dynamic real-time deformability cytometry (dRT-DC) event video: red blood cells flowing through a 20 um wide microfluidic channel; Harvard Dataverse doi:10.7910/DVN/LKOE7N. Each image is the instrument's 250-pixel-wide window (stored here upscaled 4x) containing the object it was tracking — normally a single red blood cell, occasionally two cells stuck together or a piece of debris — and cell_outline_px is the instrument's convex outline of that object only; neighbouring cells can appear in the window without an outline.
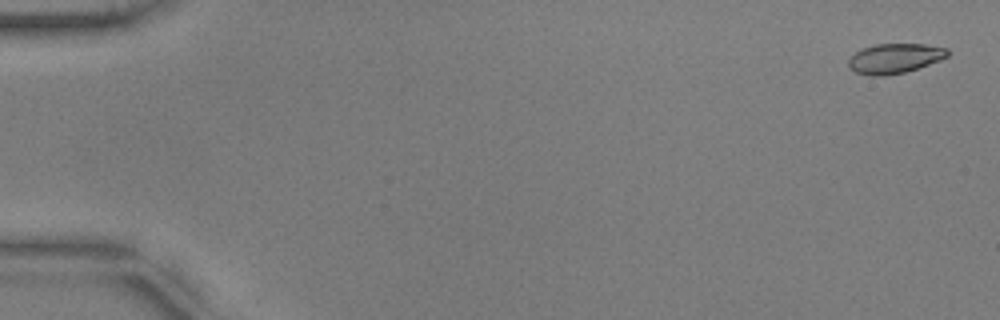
{"species": "common noctule bat (a hibernating species)", "species_latin": "Nyctalus noctula", "temperature_condition": "warm", "stored_images_in_passage": 48, "camera_frame_rate_fps": 3000, "um_per_image_px": 0.085, "animal": {"sex": "male", "body_mass_g": 17.9, "forearm_length_mm": 54.2}, "frame": {"image": 1, "passage_image": 2, "time_ms": 0.333, "image_size_px": [1000, 320], "cell_outline_px": [[948, 56], [940, 60], [904, 72], [884, 76], [872, 76], [856, 72], [848, 68], [848, 60], [856, 52], [872, 44], [924, 44], [948, 48]], "centroid_in_image_um": [76.03, 4.96], "position_along_channel_um": 9.0, "area_um2": 17.11}}
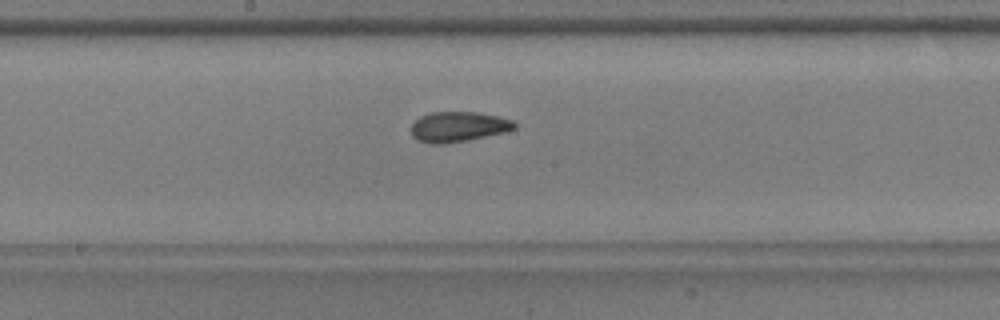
{"frame": {"image": 2, "passage_image": 30, "time_ms": 9.667, "image_size_px": [1000, 320], "cell_outline_px": [[516, 128], [504, 132], [468, 140], [444, 144], [432, 144], [416, 140], [412, 136], [412, 124], [420, 116], [432, 112], [476, 112], [496, 116], [512, 120], [516, 124]], "centroid_in_image_um": [38.93, 10.78], "position_along_channel_um": 209.3, "area_um2": 18.09}}
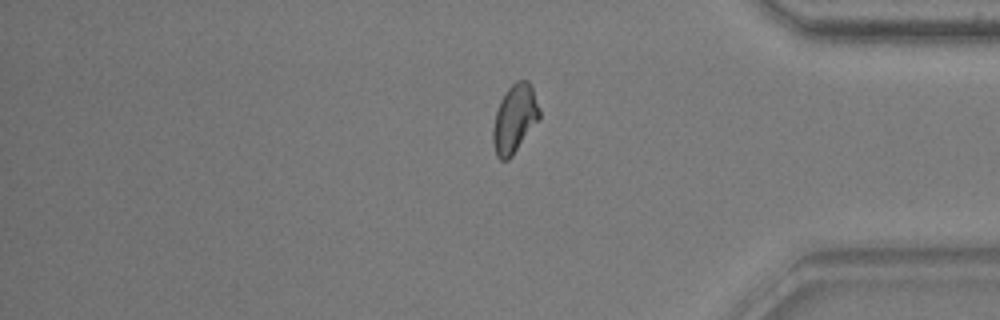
{"frame": {"image": 3, "passage_image": 46, "time_ms": 15.0, "image_size_px": [1000, 320], "cell_outline_px": [[540, 116], [512, 156], [508, 160], [500, 160], [496, 156], [492, 144], [492, 128], [496, 112], [500, 100], [504, 92], [516, 80], [528, 80], [532, 88], [540, 108]], "centroid_in_image_um": [43.71, 10.09], "position_along_channel_um": 391.5, "area_um2": 18.44}, "authors_computed_cell_mechanics": {"area_um2": 17.918, "velocity_mm_per_s": 3.7576, "shape_relaxation_time_tau1_ms": 3.7861, "shape_relaxation_time_tau2_ms": 1.5934, "deformation_change_tau1": 0.1391, "deformation_change_tau2": 0.07}}